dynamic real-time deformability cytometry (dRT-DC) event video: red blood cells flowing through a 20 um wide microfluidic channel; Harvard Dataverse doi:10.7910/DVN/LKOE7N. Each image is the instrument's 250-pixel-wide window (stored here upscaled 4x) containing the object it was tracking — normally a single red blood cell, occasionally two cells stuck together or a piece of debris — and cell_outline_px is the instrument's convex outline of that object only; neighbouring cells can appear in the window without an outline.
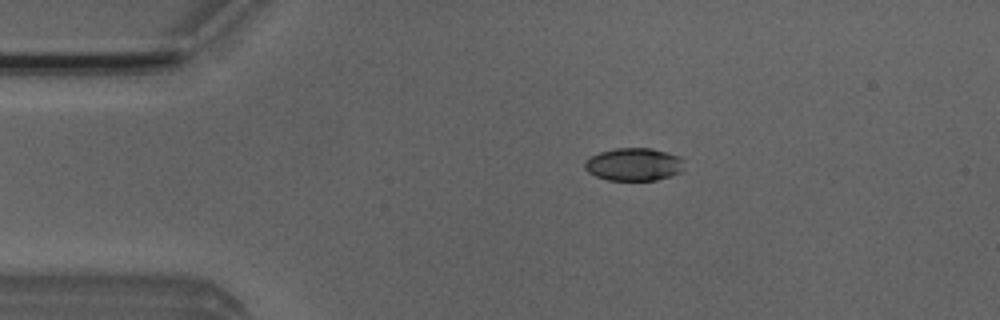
{"species": "Egyptian fruit bat (a non-hibernating species)", "species_latin": "Rousettus aegyptiacus", "temperature_condition": "room temperature", "stored_images_in_passage": 6, "camera_frame_rate_fps": 3000, "um_per_image_px": 0.085, "animal": {"sex": "male"}, "frame": {"image": 1, "passage_image": 3, "time_ms": 2.333, "image_size_px": [1000, 320], "cell_outline_px": [[684, 160], [680, 172], [656, 180], [608, 180], [596, 176], [588, 172], [584, 168], [584, 160], [600, 152], [616, 148], [652, 148], [680, 156]], "centroid_in_image_um": [53.85, 13.96], "position_along_channel_um": 31.1, "area_um2": 18.96}}
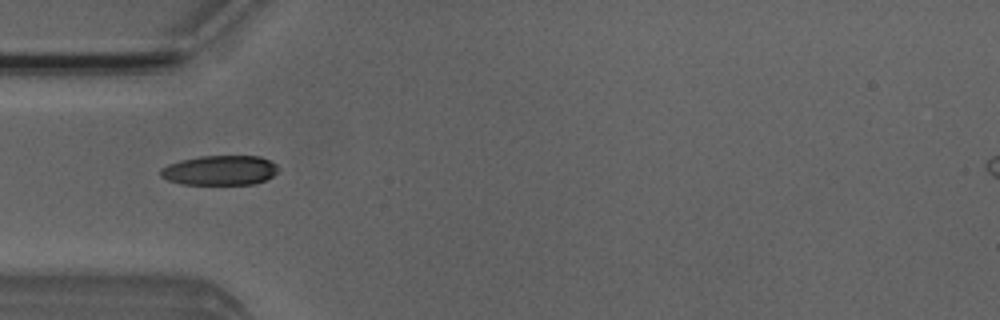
{"frame": {"image": 2, "passage_image": 4, "time_ms": 4.333, "image_size_px": [1000, 320], "cell_outline_px": [[276, 172], [272, 176], [264, 180], [252, 184], [184, 184], [168, 180], [160, 176], [160, 168], [168, 164], [180, 160], [200, 156], [260, 156], [276, 164]], "centroid_in_image_um": [18.65, 14.47], "position_along_channel_um": 66.4, "area_um2": 20.23}}